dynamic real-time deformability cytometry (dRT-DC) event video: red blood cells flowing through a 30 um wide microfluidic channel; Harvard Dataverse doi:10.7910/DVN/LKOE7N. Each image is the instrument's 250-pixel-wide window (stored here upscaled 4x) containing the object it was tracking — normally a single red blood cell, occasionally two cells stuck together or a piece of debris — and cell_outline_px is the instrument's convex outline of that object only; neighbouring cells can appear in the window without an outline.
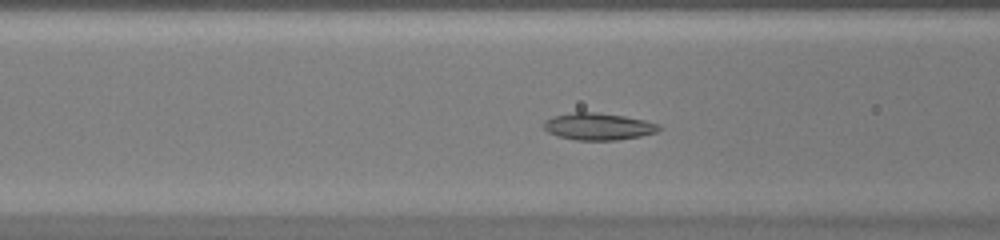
{"species": "common noctule bat (a hibernating species)", "species_latin": "Nyctalus noctula", "temperature_condition": "warm", "stored_images_in_passage": 41, "camera_frame_rate_fps": 3000, "um_per_image_px": 0.085, "animal": {"sex": "female", "body_mass_g": 20.0, "forearm_length_mm": 54.0}, "frame": {"image": 1, "passage_image": 14, "time_ms": 4.333, "image_size_px": [1000, 240], "cell_outline_px": [[664, 128], [656, 132], [640, 136], [616, 140], [576, 140], [556, 136], [548, 132], [544, 128], [544, 120], [552, 116], [572, 112], [596, 112], [624, 116], [644, 120], [660, 124]], "centroid_in_image_um": [50.85, 10.75], "position_along_channel_um": 115.7, "area_um2": 18.26}}
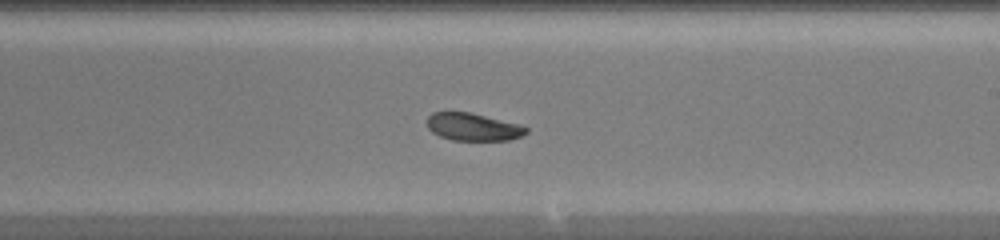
{"frame": {"image": 2, "passage_image": 23, "time_ms": 7.333, "image_size_px": [1000, 240], "cell_outline_px": [[528, 132], [520, 136], [508, 140], [452, 140], [440, 136], [432, 132], [428, 128], [428, 116], [432, 112], [468, 112], [520, 124], [528, 128]], "centroid_in_image_um": [40.21, 10.79], "position_along_channel_um": 248.8, "area_um2": 15.78}}
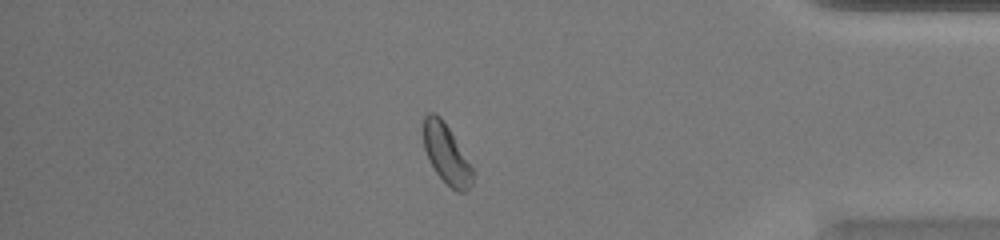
{"frame": {"image": 3, "passage_image": 35, "time_ms": 11.333, "image_size_px": [1000, 240], "cell_outline_px": [[476, 172], [472, 184], [468, 192], [456, 192], [436, 172], [428, 160], [424, 148], [424, 116], [428, 112], [436, 112], [440, 116], [448, 128]], "centroid_in_image_um": [37.97, 13.12], "position_along_channel_um": 397.2, "area_um2": 17.11}}